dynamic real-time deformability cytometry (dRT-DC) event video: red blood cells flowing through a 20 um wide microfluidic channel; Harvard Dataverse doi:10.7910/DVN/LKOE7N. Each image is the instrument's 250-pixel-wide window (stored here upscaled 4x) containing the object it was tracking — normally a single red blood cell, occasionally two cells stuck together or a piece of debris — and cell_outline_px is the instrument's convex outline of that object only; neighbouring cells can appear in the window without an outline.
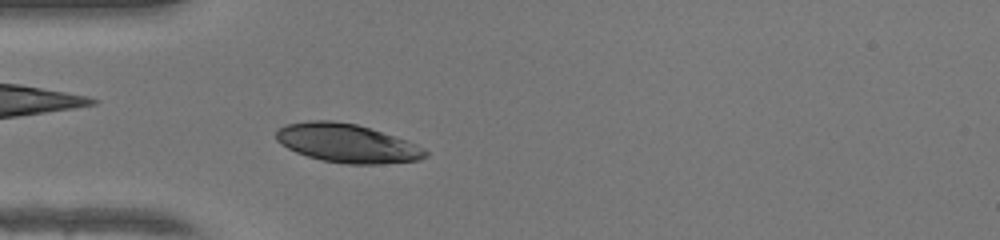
{"species": "human", "species_latin": "Homo sapiens", "temperature_condition": "warm", "stored_images_in_passage": 43, "camera_frame_rate_fps": 3000, "um_per_image_px": 0.085, "donor": {"sex": "female"}, "frame": {"image": 1, "passage_image": 8, "time_ms": 2.333, "image_size_px": [1000, 240], "cell_outline_px": [[428, 156], [420, 160], [380, 164], [344, 164], [320, 160], [296, 152], [280, 144], [276, 140], [276, 128], [284, 124], [308, 120], [332, 120], [356, 124], [404, 140], [424, 148], [428, 152]], "centroid_in_image_um": [29.44, 12.17], "position_along_channel_um": 55.6, "area_um2": 33.64}}
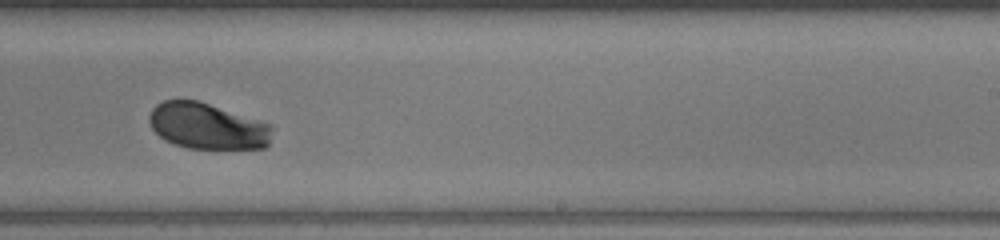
{"frame": {"image": 2, "passage_image": 24, "time_ms": 7.667, "image_size_px": [1000, 240], "cell_outline_px": [[272, 128], [268, 144], [264, 148], [188, 148], [172, 144], [164, 140], [152, 128], [148, 120], [148, 116], [152, 108], [156, 104], [164, 100], [196, 100], [272, 124]], "centroid_in_image_um": [17.59, 10.72], "position_along_channel_um": 271.4, "area_um2": 32.89}}
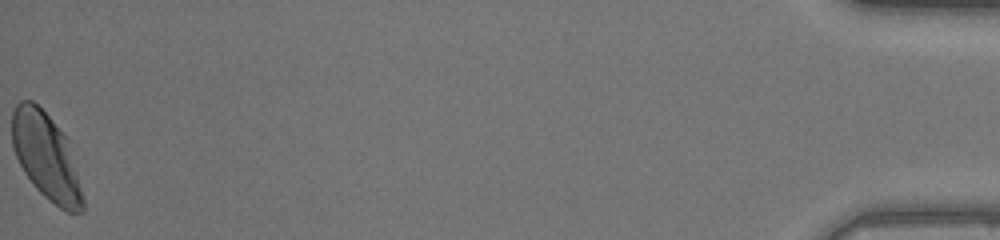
{"frame": {"image": 3, "passage_image": 43, "time_ms": 14.0, "image_size_px": [1000, 240], "cell_outline_px": [[84, 212], [68, 212], [60, 208], [44, 196], [32, 184], [24, 172], [16, 156], [12, 144], [12, 112], [16, 104], [20, 100], [32, 100], [68, 136], [84, 200]], "centroid_in_image_um": [3.93, 13.3], "position_along_channel_um": 431.3, "area_um2": 35.72}, "authors_computed_cell_mechanics": {"area_um2": 33.8708, "velocity_mm_per_s": 4.1803, "shape_relaxation_time_tau1_ms": 3.2411, "shape_relaxation_time_tau2_ms": null, "deformation_change_tau1": 0.1713, "deformation_change_tau2": null}}